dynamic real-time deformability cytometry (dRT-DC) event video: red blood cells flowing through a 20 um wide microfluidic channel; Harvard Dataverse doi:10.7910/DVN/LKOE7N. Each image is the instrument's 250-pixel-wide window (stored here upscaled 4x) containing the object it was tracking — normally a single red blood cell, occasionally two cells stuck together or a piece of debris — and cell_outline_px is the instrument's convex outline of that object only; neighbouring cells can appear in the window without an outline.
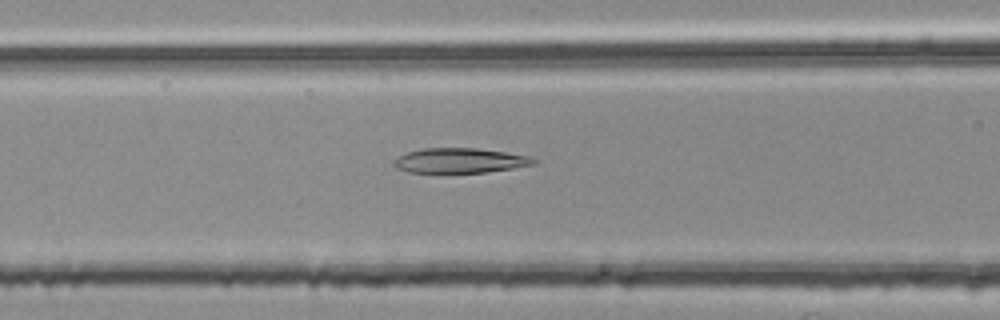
{"species": "common noctule bat (a hibernating species)", "species_latin": "Nyctalus noctula", "temperature_condition": "room temperature", "stored_images_in_passage": 43, "camera_frame_rate_fps": 3000, "um_per_image_px": 0.085, "animal": {"sex": "female", "body_mass_g": 25.1}, "frame": {"image": 1, "passage_image": 11, "time_ms": 3.333, "image_size_px": [1000, 320], "cell_outline_px": [[536, 164], [488, 172], [408, 172], [396, 168], [392, 164], [392, 160], [408, 152], [424, 148], [476, 148], [504, 152], [528, 156], [536, 160]], "centroid_in_image_um": [39.06, 13.65], "position_along_channel_um": 127.5, "area_um2": 20.06}}
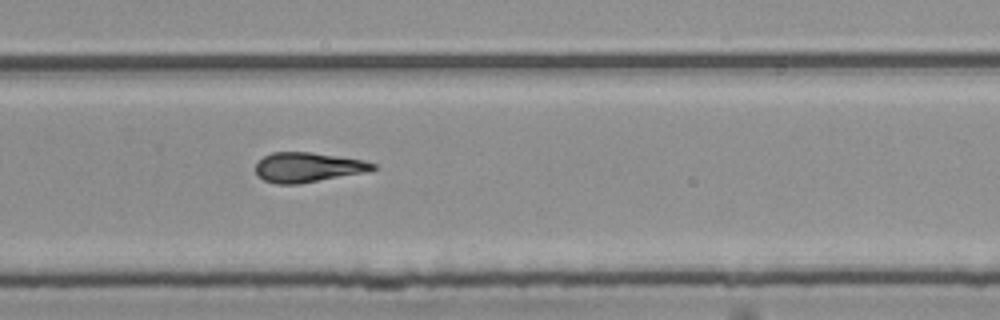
{"frame": {"image": 2, "passage_image": 25, "time_ms": 8.0, "image_size_px": [1000, 320], "cell_outline_px": [[376, 168], [364, 172], [296, 184], [276, 184], [264, 180], [256, 172], [256, 164], [264, 156], [272, 152], [312, 152], [364, 160], [376, 164]], "centroid_in_image_um": [26.15, 14.21], "position_along_channel_um": 303.7, "area_um2": 20.0}}
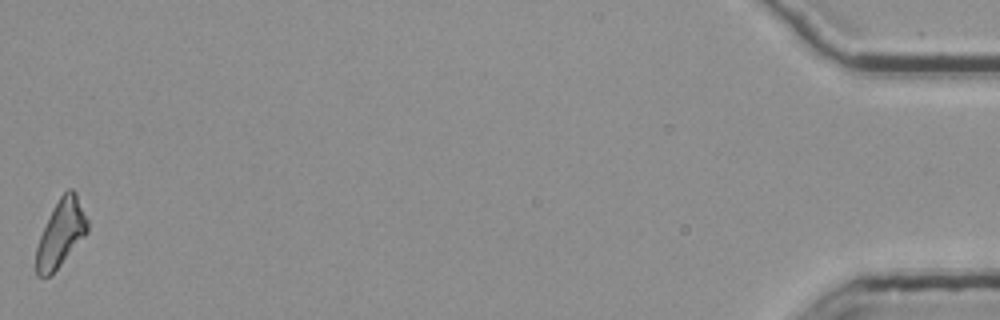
{"frame": {"image": 3, "passage_image": 43, "time_ms": 14.0, "image_size_px": [1000, 320], "cell_outline_px": [[88, 232], [60, 264], [48, 276], [36, 276], [36, 248], [40, 236], [48, 216], [60, 196], [68, 188], [72, 188], [76, 192], [88, 220]], "centroid_in_image_um": [5.17, 19.79], "position_along_channel_um": 430.0, "area_um2": 19.71}, "authors_computed_cell_mechanics": {"area_um2": 20.3456, "velocity_mm_per_s": 3.7851, "shape_relaxation_time_tau1_ms": null, "shape_relaxation_time_tau2_ms": 6.9409, "deformation_change_tau1": null, "deformation_change_tau2": 0.1734}}